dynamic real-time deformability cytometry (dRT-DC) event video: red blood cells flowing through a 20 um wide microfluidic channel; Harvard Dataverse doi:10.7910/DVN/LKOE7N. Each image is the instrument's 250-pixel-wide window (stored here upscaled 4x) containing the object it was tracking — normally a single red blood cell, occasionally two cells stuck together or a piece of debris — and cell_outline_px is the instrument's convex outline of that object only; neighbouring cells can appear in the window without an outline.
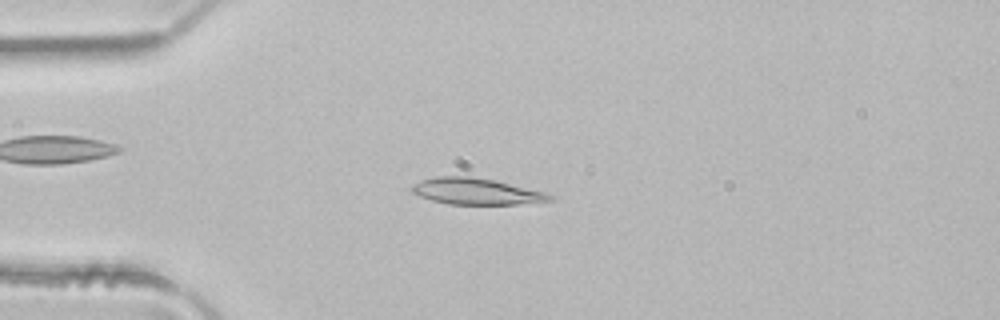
{"species": "common noctule bat (a hibernating species)", "species_latin": "Nyctalus noctula", "temperature_condition": "room temperature", "stored_images_in_passage": 3, "camera_frame_rate_fps": 3000, "um_per_image_px": 0.085, "animal": {"sex": "male", "body_mass_g": 21.5, "forearm_length_mm": 52.0}, "frame": {"image": 1, "passage_image": 2, "time_ms": 0.333, "image_size_px": [1000, 320], "cell_outline_px": [[556, 196], [552, 200], [516, 204], [448, 204], [432, 200], [420, 196], [412, 192], [412, 184], [420, 180], [436, 176], [468, 176], [492, 180], [544, 192]], "centroid_in_image_um": [40.43, 16.26], "position_along_channel_um": 44.6, "area_um2": 20.87}}